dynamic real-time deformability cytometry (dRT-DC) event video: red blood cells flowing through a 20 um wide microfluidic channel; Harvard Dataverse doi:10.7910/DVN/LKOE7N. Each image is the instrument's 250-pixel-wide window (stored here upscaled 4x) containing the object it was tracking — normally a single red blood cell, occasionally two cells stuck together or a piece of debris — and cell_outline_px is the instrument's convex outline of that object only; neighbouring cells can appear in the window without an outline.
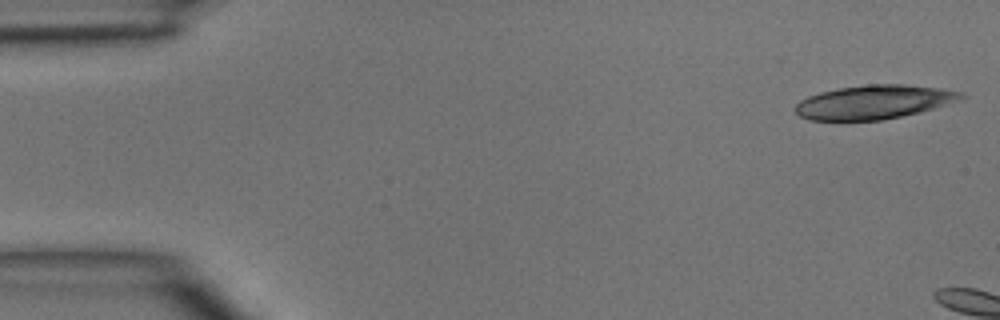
{"species": "common noctule bat (a hibernating species)", "species_latin": "Nyctalus noctula", "temperature_condition": "room temperature", "stored_images_in_passage": 4, "camera_frame_rate_fps": 3000, "um_per_image_px": 0.085, "animal": {"sex": "male", "body_mass_g": 15.6}, "frame": {"image": 1, "passage_image": 1, "time_ms": 0.0, "image_size_px": [1000, 320], "cell_outline_px": [[968, 96], [960, 100], [932, 108], [900, 116], [880, 120], [808, 120], [800, 116], [792, 108], [800, 100], [808, 96], [820, 92], [840, 88], [868, 84], [904, 84], [940, 88], [964, 92]], "centroid_in_image_um": [74.27, 8.66], "position_along_channel_um": 10.7, "area_um2": 32.6}}